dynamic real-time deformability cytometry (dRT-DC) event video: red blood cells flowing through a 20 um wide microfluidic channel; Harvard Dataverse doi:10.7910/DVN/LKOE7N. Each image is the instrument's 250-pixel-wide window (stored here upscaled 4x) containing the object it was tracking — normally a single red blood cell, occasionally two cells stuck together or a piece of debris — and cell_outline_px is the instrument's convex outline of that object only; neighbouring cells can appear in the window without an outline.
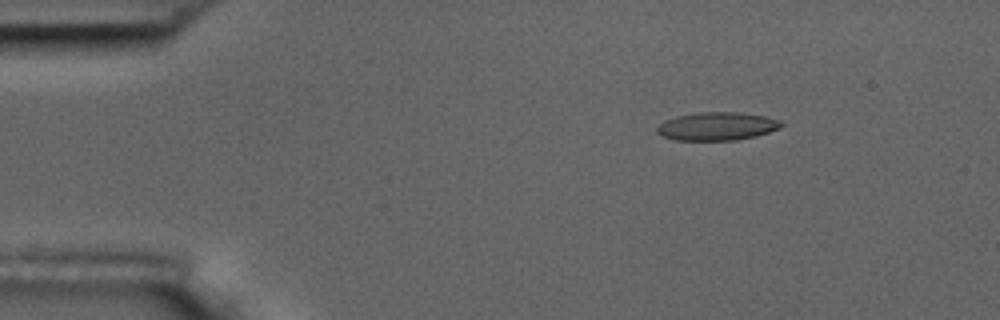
{"species": "common noctule bat (a hibernating species)", "species_latin": "Nyctalus noctula", "temperature_condition": "room temperature", "stored_images_in_passage": 48, "camera_frame_rate_fps": 3000, "um_per_image_px": 0.085, "animal": {"sex": "male", "body_mass_g": 17.5, "forearm_length_mm": 52.3}, "frame": {"image": 1, "passage_image": 1, "time_ms": 0.0, "image_size_px": [1000, 320], "cell_outline_px": [[784, 124], [780, 128], [756, 136], [736, 140], [676, 140], [664, 136], [656, 132], [656, 128], [664, 120], [676, 116], [700, 112], [740, 112], [764, 116], [780, 120]], "centroid_in_image_um": [60.95, 10.73], "position_along_channel_um": 24.0, "area_um2": 20.4}}
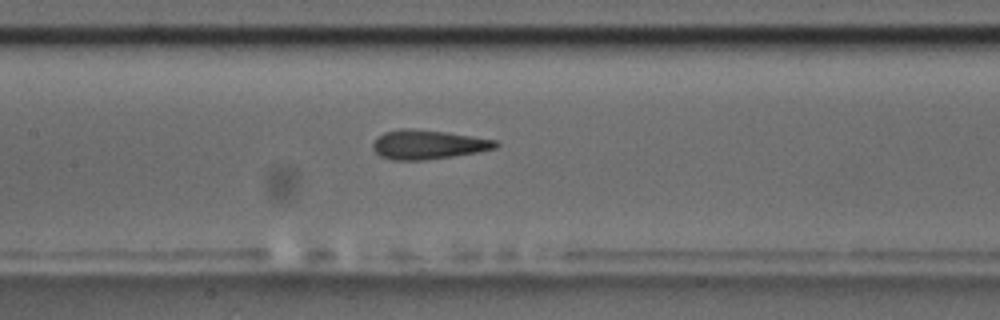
{"frame": {"image": 2, "passage_image": 19, "time_ms": 6.0, "image_size_px": [1000, 320], "cell_outline_px": [[500, 144], [496, 148], [476, 152], [452, 156], [424, 160], [392, 160], [380, 156], [372, 148], [372, 144], [384, 132], [400, 128], [408, 128], [444, 132], [472, 136], [496, 140]], "centroid_in_image_um": [36.37, 12.29], "position_along_channel_um": 171.0, "area_um2": 20.69}}
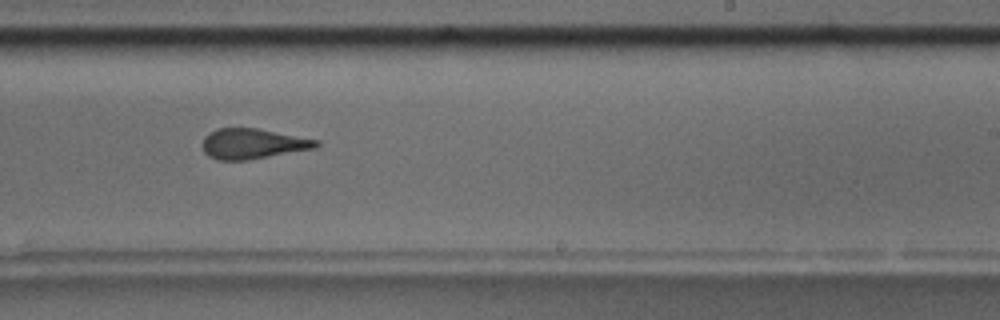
{"frame": {"image": 3, "passage_image": 27, "time_ms": 8.667, "image_size_px": [1000, 320], "cell_outline_px": [[320, 144], [316, 148], [248, 160], [216, 160], [208, 156], [204, 152], [204, 136], [208, 132], [216, 128], [256, 128], [320, 140]], "centroid_in_image_um": [21.49, 12.22], "position_along_channel_um": 267.5, "area_um2": 20.11}, "authors_computed_cell_mechanics": {"area_um2": 20.6924, "velocity_mm_per_s": 3.64, "shape_relaxation_time_tau1_ms": 5.0693, "shape_relaxation_time_tau2_ms": 1.3588, "deformation_change_tau1": 0.1811, "deformation_change_tau2": 0.1127}}